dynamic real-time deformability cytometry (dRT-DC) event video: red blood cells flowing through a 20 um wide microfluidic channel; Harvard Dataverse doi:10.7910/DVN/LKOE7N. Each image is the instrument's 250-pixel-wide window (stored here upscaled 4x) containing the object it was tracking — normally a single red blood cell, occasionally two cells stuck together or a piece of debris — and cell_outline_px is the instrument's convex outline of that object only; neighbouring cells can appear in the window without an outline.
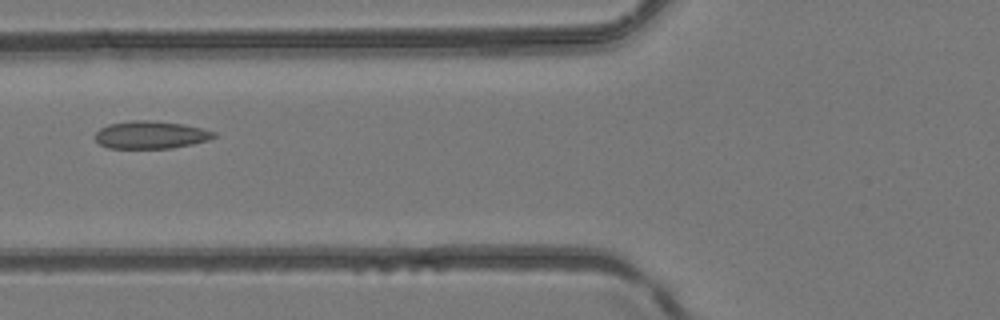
{"species": "common noctule bat (a hibernating species)", "species_latin": "Nyctalus noctula", "temperature_condition": "room temperature", "stored_images_in_passage": 3, "camera_frame_rate_fps": 3000, "um_per_image_px": 0.085, "animal": {"sex": "female", "body_mass_g": 24.6, "forearm_length_mm": 56.2}, "frame": {"image": 1, "passage_image": 2, "time_ms": 0.333, "image_size_px": [1000, 320], "cell_outline_px": [[216, 136], [208, 140], [192, 144], [172, 148], [108, 148], [100, 144], [96, 140], [96, 132], [100, 128], [108, 124], [132, 120], [148, 120], [184, 124], [216, 132]], "centroid_in_image_um": [12.81, 11.46], "position_along_channel_um": 113.0, "area_um2": 19.07}}
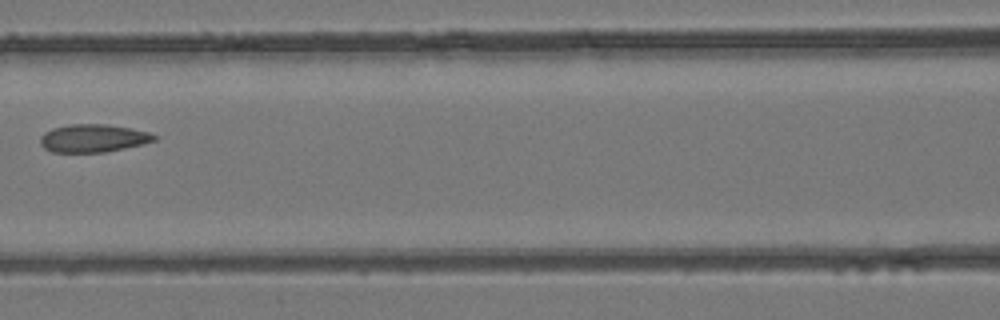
{"frame": {"image": 2, "passage_image": 3, "time_ms": 0.667, "image_size_px": [1000, 320], "cell_outline_px": [[160, 136], [156, 140], [144, 144], [108, 152], [52, 152], [44, 148], [40, 144], [40, 136], [44, 132], [52, 128], [68, 124], [108, 124], [148, 132]], "centroid_in_image_um": [7.93, 11.75], "position_along_channel_um": 158.7, "area_um2": 18.79}}